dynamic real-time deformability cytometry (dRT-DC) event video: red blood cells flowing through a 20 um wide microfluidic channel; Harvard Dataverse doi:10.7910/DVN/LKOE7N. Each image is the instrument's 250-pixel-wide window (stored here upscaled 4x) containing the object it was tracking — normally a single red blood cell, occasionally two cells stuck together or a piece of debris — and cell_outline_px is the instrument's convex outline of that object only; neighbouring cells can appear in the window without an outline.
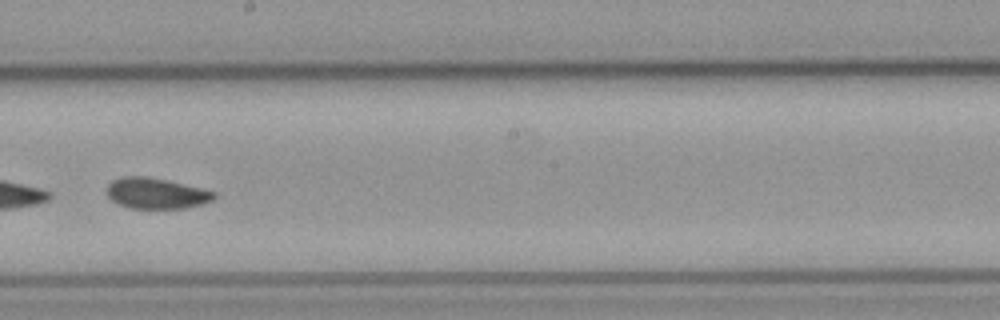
{"species": "common noctule bat (a hibernating species)", "species_latin": "Nyctalus noctula", "temperature_condition": "cold", "stored_images_in_passage": 25, "camera_frame_rate_fps": 3000, "um_per_image_px": 0.085, "animal": {"sex": "male", "body_mass_g": 23.1, "forearm_length_mm": 52.7}, "frame": {"image": 1, "passage_image": 22, "time_ms": 7.0, "image_size_px": [1000, 320], "cell_outline_px": [[216, 196], [212, 200], [204, 204], [184, 208], [128, 208], [116, 204], [108, 196], [104, 188], [112, 180], [124, 176], [144, 176], [164, 180], [200, 188], [216, 192]], "centroid_in_image_um": [13.22, 16.44], "position_along_channel_um": 235.0, "area_um2": 19.25}}